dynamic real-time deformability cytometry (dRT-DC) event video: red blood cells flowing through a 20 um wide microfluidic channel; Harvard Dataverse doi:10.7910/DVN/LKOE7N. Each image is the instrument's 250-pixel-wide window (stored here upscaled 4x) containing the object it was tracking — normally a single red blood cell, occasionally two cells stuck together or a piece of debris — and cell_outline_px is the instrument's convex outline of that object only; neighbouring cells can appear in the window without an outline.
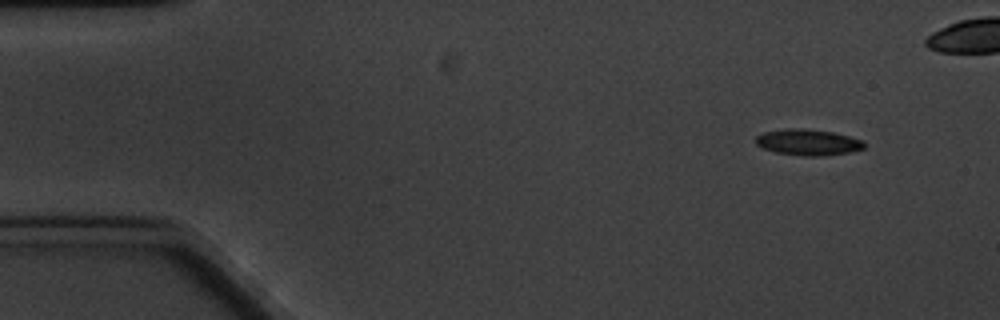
{"species": "common noctule bat (a hibernating species)", "species_latin": "Nyctalus noctula", "temperature_condition": "cold", "stored_images_in_passage": 8, "camera_frame_rate_fps": 3000, "um_per_image_px": 0.085, "animal": {"sex": "male", "body_mass_g": 20.1, "forearm_length_mm": 53.5}, "frame": {"image": 1, "passage_image": 1, "time_ms": 0.0, "image_size_px": [1000, 320], "cell_outline_px": [[864, 148], [848, 152], [820, 156], [804, 156], [776, 152], [764, 148], [756, 144], [756, 136], [764, 132], [784, 128], [804, 128], [832, 132], [864, 140]], "centroid_in_image_um": [68.67, 12.08], "position_along_channel_um": 16.3, "area_um2": 16.36}}